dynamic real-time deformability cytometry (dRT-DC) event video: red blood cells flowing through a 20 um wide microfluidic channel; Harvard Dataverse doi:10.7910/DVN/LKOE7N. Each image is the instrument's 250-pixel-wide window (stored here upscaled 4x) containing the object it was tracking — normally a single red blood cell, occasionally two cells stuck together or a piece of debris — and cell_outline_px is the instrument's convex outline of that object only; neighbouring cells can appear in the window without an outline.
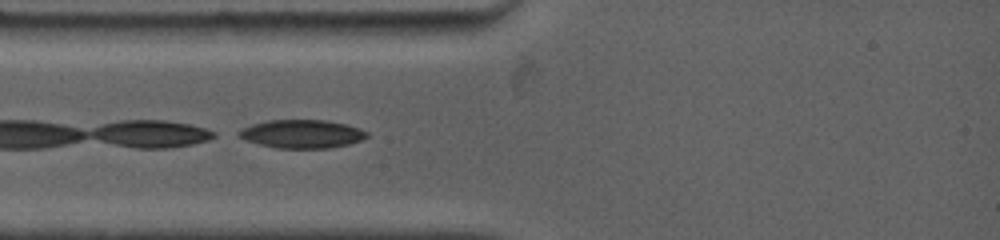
{"species": "common noctule bat (a hibernating species)", "species_latin": "Nyctalus noctula", "temperature_condition": "warm", "stored_images_in_passage": 3, "camera_frame_rate_fps": 4500, "um_per_image_px": 0.085, "animal": {"sex": "female", "body_mass_g": 19.0, "forearm_length_mm": 53.3}, "frame": {"image": 1, "passage_image": 3, "time_ms": 0.444, "image_size_px": [1000, 240], "cell_outline_px": [[368, 136], [360, 140], [348, 144], [328, 148], [276, 148], [260, 144], [248, 140], [240, 136], [236, 132], [252, 124], [268, 120], [328, 120], [348, 124], [360, 128], [368, 132]], "centroid_in_image_um": [25.71, 11.37], "position_along_channel_um": 59.3, "area_um2": 21.04}}